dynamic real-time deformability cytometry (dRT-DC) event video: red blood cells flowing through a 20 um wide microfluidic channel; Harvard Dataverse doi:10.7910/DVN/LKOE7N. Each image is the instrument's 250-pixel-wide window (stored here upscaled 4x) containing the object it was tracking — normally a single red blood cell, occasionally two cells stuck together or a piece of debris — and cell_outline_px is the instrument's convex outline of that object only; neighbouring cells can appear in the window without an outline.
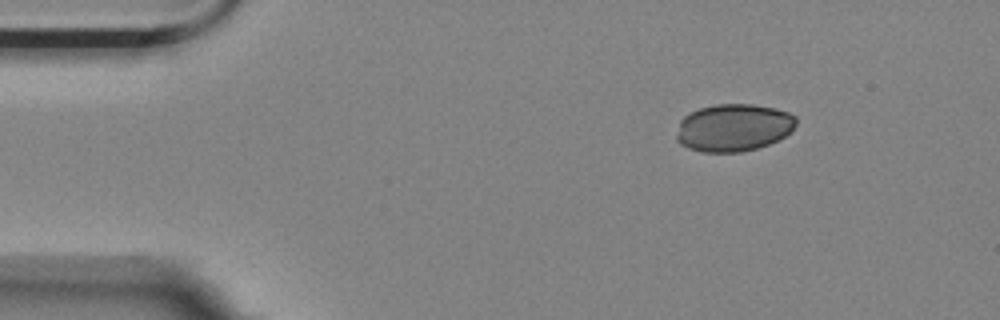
{"species": "Egyptian fruit bat (a non-hibernating species)", "species_latin": "Rousettus aegyptiacus", "temperature_condition": "room temperature", "stored_images_in_passage": 11, "camera_frame_rate_fps": 3000, "um_per_image_px": 0.085, "animal": {"sex": "female"}, "frame": {"image": 1, "passage_image": 1, "time_ms": 0.0, "image_size_px": [1000, 320], "cell_outline_px": [[796, 124], [792, 132], [768, 144], [756, 148], [740, 152], [704, 152], [688, 148], [680, 144], [676, 140], [676, 136], [680, 120], [684, 116], [700, 108], [716, 104], [752, 104], [776, 108], [788, 112], [796, 116]], "centroid_in_image_um": [62.35, 10.84], "position_along_channel_um": 22.6, "area_um2": 33.18}}
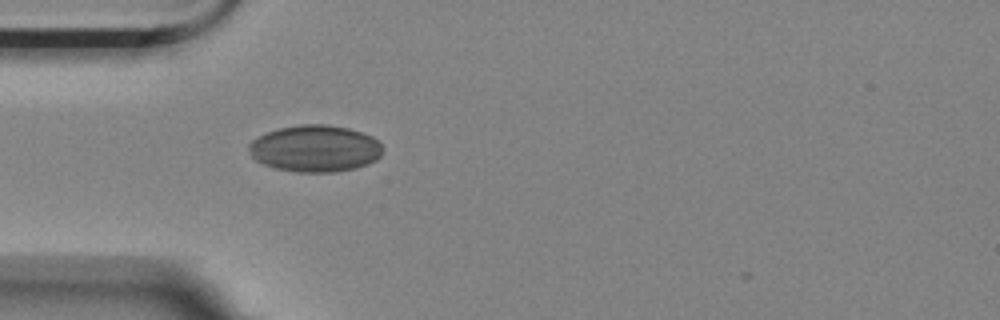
{"frame": {"image": 2, "passage_image": 10, "time_ms": 3.0, "image_size_px": [1000, 320], "cell_outline_px": [[380, 156], [376, 160], [368, 164], [356, 168], [336, 172], [296, 172], [276, 168], [264, 164], [256, 160], [252, 156], [248, 148], [248, 144], [252, 140], [268, 132], [280, 128], [300, 124], [328, 124], [348, 128], [372, 136], [380, 144]], "centroid_in_image_um": [26.77, 12.63], "position_along_channel_um": 58.2, "area_um2": 36.3}}